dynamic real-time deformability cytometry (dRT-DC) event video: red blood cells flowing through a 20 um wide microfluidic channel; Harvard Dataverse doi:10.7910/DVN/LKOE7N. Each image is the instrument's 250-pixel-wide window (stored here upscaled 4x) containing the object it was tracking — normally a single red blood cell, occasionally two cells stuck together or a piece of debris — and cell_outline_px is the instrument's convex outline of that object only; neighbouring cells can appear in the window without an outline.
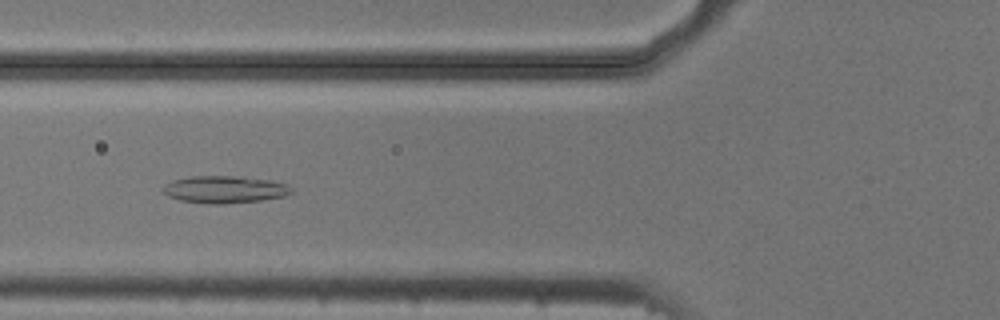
{"species": "common noctule bat (a hibernating species)", "species_latin": "Nyctalus noctula", "temperature_condition": "cold", "stored_images_in_passage": 55, "camera_frame_rate_fps": 3000, "um_per_image_px": 0.085, "animal": {"sex": "male", "body_mass_g": 20.5, "forearm_length_mm": 52.5}, "frame": {"image": 1, "passage_image": 21, "time_ms": 6.667, "image_size_px": [1000, 320], "cell_outline_px": [[292, 192], [284, 196], [264, 200], [224, 204], [212, 204], [180, 200], [168, 196], [164, 192], [164, 184], [172, 180], [192, 176], [244, 176], [268, 180], [284, 184], [292, 188]], "centroid_in_image_um": [19.09, 16.1], "position_along_channel_um": 106.7, "area_um2": 20.35}}
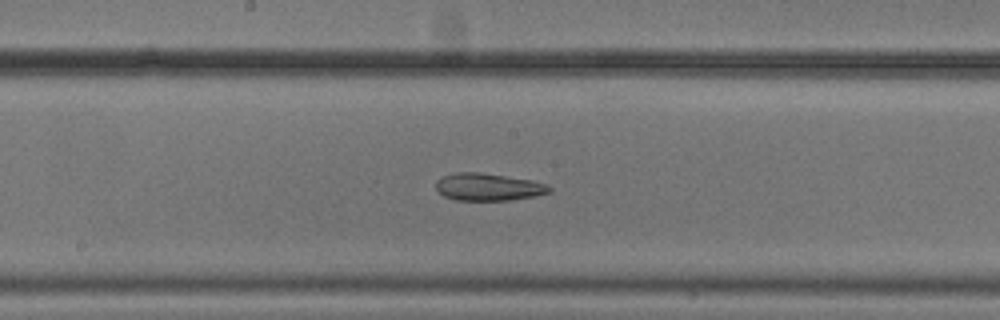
{"frame": {"image": 2, "passage_image": 29, "time_ms": 9.333, "image_size_px": [1000, 320], "cell_outline_px": [[552, 192], [532, 196], [508, 200], [456, 200], [444, 196], [436, 192], [436, 180], [444, 176], [456, 172], [476, 172], [532, 180], [544, 184], [552, 188]], "centroid_in_image_um": [41.45, 15.89], "position_along_channel_um": 206.7, "area_um2": 17.92}}
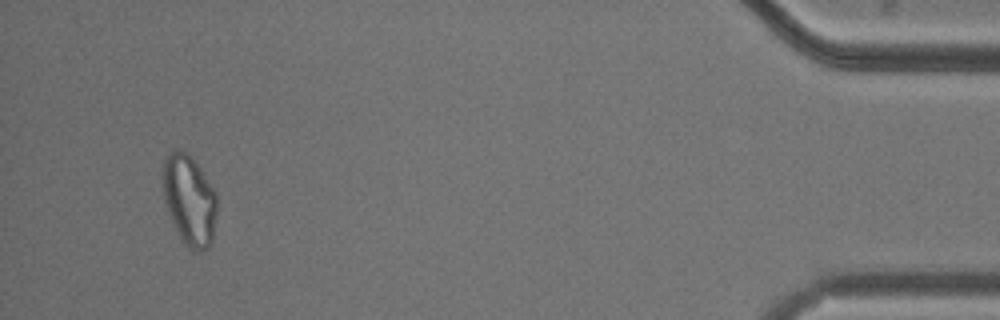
{"frame": {"image": 3, "passage_image": 52, "time_ms": 17.0, "image_size_px": [1000, 320], "cell_outline_px": [[216, 216], [212, 244], [208, 248], [200, 252], [192, 252], [188, 248], [180, 236], [172, 220], [164, 200], [164, 156], [172, 148], [180, 148], [200, 168], [216, 192]], "centroid_in_image_um": [16.11, 17.03], "position_along_channel_um": 419.1, "area_um2": 28.32}, "authors_computed_cell_mechanics": {"area_um2": 23.6402, "velocity_mm_per_s": 3.7356, "shape_relaxation_time_tau1_ms": null, "shape_relaxation_time_tau2_ms": 7.6154, "deformation_change_tau1": null, "deformation_change_tau2": 0.1797}}